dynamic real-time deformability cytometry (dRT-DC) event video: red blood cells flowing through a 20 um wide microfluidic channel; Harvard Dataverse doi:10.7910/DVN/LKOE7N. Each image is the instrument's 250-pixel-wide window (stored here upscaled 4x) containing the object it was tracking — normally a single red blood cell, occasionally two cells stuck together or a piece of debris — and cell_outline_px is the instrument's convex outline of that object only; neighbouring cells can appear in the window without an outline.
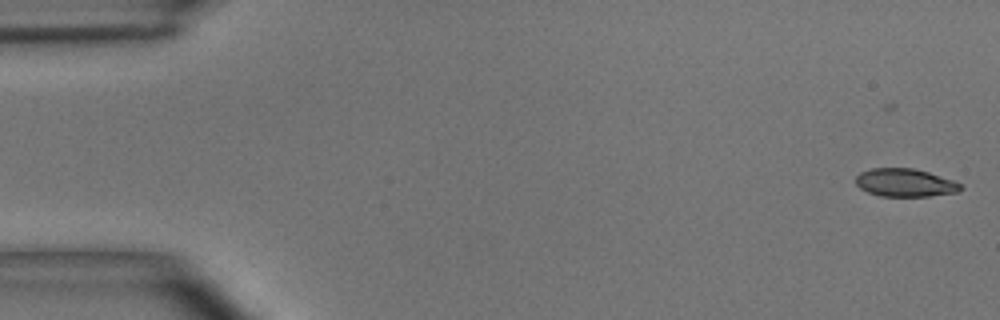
{"species": "common noctule bat (a hibernating species)", "species_latin": "Nyctalus noctula", "temperature_condition": "room temperature", "stored_images_in_passage": 16, "camera_frame_rate_fps": 3000, "um_per_image_px": 0.085, "animal": {"sex": "male", "body_mass_g": 15.6}, "frame": {"image": 1, "passage_image": 3, "time_ms": 0.667, "image_size_px": [1000, 320], "cell_outline_px": [[964, 188], [956, 192], [928, 196], [880, 196], [868, 192], [860, 188], [856, 184], [856, 176], [860, 172], [872, 168], [912, 168], [928, 172], [952, 180], [960, 184]], "centroid_in_image_um": [76.9, 15.53], "position_along_channel_um": 8.1, "area_um2": 16.99}}
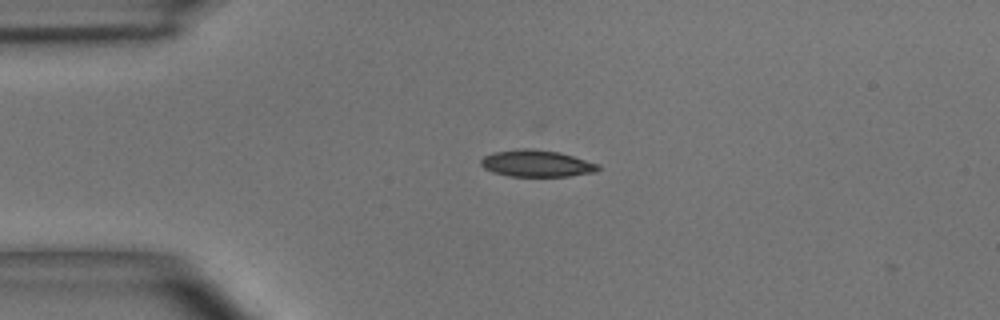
{"frame": {"image": 2, "passage_image": 13, "time_ms": 4.0, "image_size_px": [1000, 320], "cell_outline_px": [[600, 168], [596, 172], [568, 176], [508, 176], [492, 172], [484, 168], [480, 164], [480, 160], [484, 156], [492, 152], [524, 148], [532, 148], [560, 152], [600, 164]], "centroid_in_image_um": [45.61, 13.89], "position_along_channel_um": 39.4, "area_um2": 18.44}}